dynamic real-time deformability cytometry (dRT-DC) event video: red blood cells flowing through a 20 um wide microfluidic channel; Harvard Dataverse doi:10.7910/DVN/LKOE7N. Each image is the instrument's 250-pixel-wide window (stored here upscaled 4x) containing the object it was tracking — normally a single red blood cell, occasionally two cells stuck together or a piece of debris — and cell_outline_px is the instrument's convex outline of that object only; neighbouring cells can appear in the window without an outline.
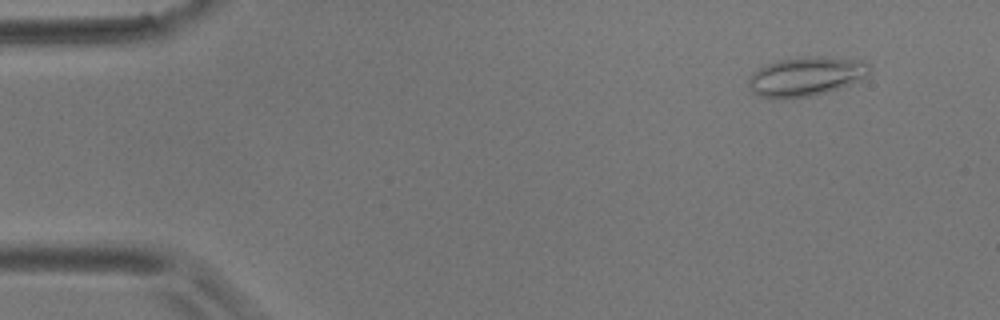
{"species": "common noctule bat (a hibernating species)", "species_latin": "Nyctalus noctula", "temperature_condition": "room temperature", "stored_images_in_passage": 4, "camera_frame_rate_fps": 3000, "um_per_image_px": 0.085, "animal": {"sex": "male", "body_mass_g": 17.9}, "frame": {"image": 1, "passage_image": 1, "time_ms": 0.0, "image_size_px": [1000, 320], "cell_outline_px": [[872, 68], [860, 80], [812, 96], [760, 96], [752, 92], [748, 88], [748, 80], [752, 72], [764, 64], [776, 60], [800, 56], [820, 56], [860, 60], [868, 64]], "centroid_in_image_um": [68.46, 6.44], "position_along_channel_um": 16.5, "area_um2": 27.17}}